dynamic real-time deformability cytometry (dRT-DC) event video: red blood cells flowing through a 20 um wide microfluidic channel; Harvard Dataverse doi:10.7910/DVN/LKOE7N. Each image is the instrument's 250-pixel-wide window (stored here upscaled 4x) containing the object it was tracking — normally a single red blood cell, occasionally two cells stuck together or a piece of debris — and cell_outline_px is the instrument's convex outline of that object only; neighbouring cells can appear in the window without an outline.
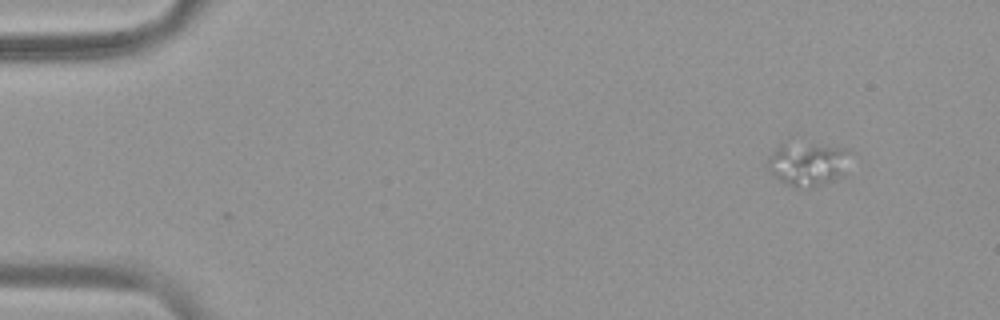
{"species": "common noctule bat (a hibernating species)", "species_latin": "Nyctalus noctula", "temperature_condition": "warm", "stored_images_in_passage": 44, "camera_frame_rate_fps": 3000, "um_per_image_px": 0.085, "animal": {"sex": "female", "body_mass_g": 19.9}, "frame": {"image": 1, "passage_image": 1, "time_ms": 0.0, "image_size_px": [1000, 320], "cell_outline_px": [[848, 152], [844, 176], [816, 188], [792, 188], [780, 180], [764, 164], [772, 152], [784, 140], [844, 148]], "centroid_in_image_um": [68.6, 13.94], "position_along_channel_um": 16.4, "area_um2": 21.44}}
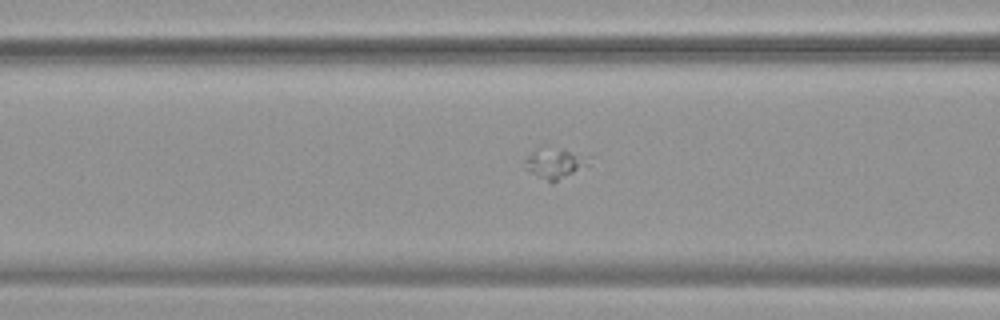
{"frame": {"image": 2, "passage_image": 18, "time_ms": 5.667, "image_size_px": [1000, 320], "cell_outline_px": [[592, 164], [552, 184], [524, 168], [524, 160], [536, 148], [544, 144], [564, 148], [592, 156]], "centroid_in_image_um": [47.23, 13.82], "position_along_channel_um": 119.4, "area_um2": 12.25}}
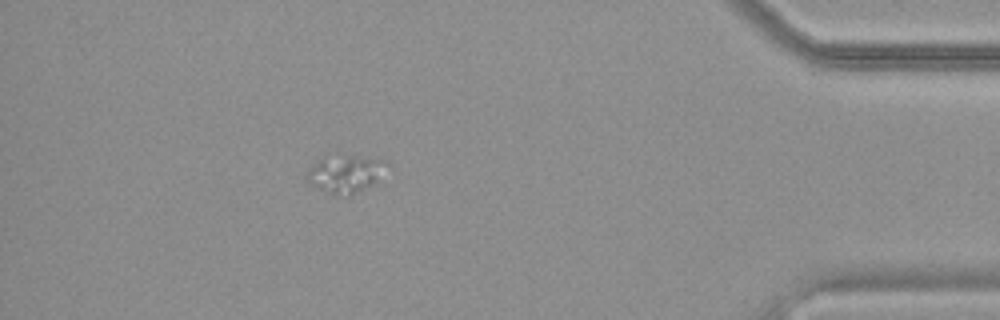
{"frame": {"image": 3, "passage_image": 44, "time_ms": 14.333, "image_size_px": [1000, 320], "cell_outline_px": [[388, 164], [376, 180], [372, 184], [348, 196], [328, 192], [312, 184], [304, 176], [308, 168], [324, 152], [384, 160]], "centroid_in_image_um": [29.26, 14.7], "position_along_channel_um": 405.9, "area_um2": 17.51}}